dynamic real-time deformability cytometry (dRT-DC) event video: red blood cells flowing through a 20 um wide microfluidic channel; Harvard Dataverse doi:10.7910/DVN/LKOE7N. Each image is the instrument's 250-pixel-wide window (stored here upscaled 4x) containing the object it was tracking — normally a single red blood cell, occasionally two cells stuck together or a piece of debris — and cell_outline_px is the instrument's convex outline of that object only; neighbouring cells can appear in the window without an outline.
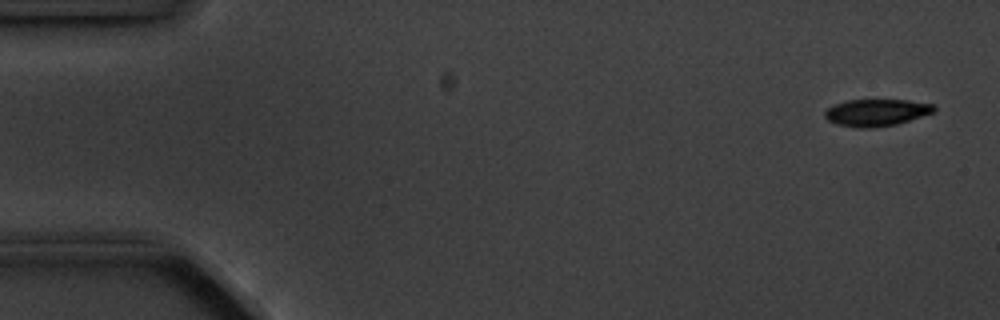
{"species": "common noctule bat (a hibernating species)", "species_latin": "Nyctalus noctula", "temperature_condition": "cold", "stored_images_in_passage": 5, "camera_frame_rate_fps": 3000, "um_per_image_px": 0.085, "animal": {"sex": "male", "body_mass_g": 20.1, "forearm_length_mm": 53.5}, "frame": {"image": 1, "passage_image": 1, "time_ms": 0.0, "image_size_px": [1000, 320], "cell_outline_px": [[936, 112], [896, 124], [872, 128], [860, 128], [836, 124], [828, 120], [824, 116], [824, 112], [828, 108], [836, 104], [848, 100], [908, 100], [936, 104]], "centroid_in_image_um": [74.54, 9.56], "position_along_channel_um": 10.5, "area_um2": 17.22}}
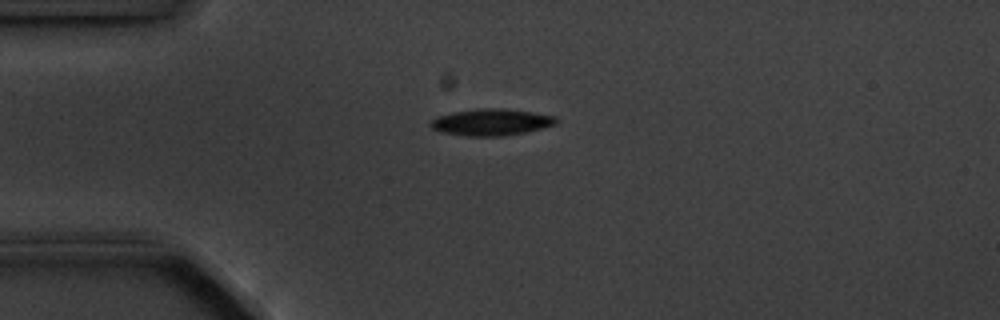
{"frame": {"image": 2, "passage_image": 4, "time_ms": 3.667, "image_size_px": [1000, 320], "cell_outline_px": [[560, 120], [556, 124], [524, 132], [504, 136], [468, 136], [444, 132], [432, 128], [428, 124], [436, 116], [452, 112], [480, 108], [504, 108], [532, 112], [556, 116]], "centroid_in_image_um": [41.76, 10.37], "position_along_channel_um": 43.2, "area_um2": 19.48}}